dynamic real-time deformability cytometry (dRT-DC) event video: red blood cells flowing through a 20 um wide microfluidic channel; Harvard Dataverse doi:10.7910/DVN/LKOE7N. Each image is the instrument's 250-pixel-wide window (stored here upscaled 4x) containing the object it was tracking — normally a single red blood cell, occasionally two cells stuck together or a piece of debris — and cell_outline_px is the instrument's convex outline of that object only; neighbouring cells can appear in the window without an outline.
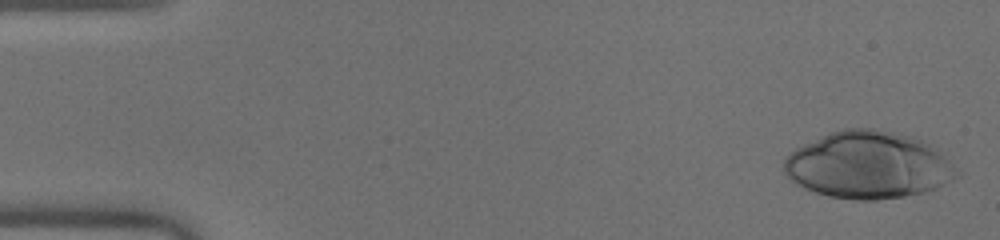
{"species": "human", "species_latin": "Homo sapiens", "temperature_condition": "warm", "stored_images_in_passage": 18, "camera_frame_rate_fps": 3000, "um_per_image_px": 0.085, "donor": {"sex": "male"}, "frame": {"image": 1, "passage_image": 1, "time_ms": 0.0, "image_size_px": [1000, 240], "cell_outline_px": [[960, 176], [936, 188], [924, 192], [904, 196], [876, 200], [856, 200], [828, 196], [804, 188], [796, 184], [784, 172], [784, 160], [796, 148], [804, 144], [832, 132], [844, 128], [872, 128], [892, 132], [924, 140], [936, 148], [960, 172]], "centroid_in_image_um": [73.83, 14.04], "position_along_channel_um": 11.2, "area_um2": 67.22}}
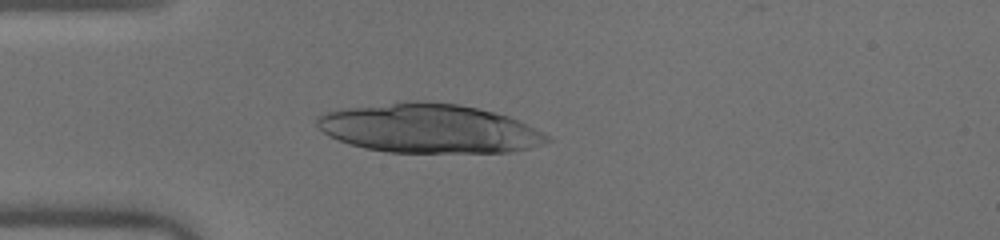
{"frame": {"image": 2, "passage_image": 13, "time_ms": 4.0, "image_size_px": [1000, 240], "cell_outline_px": [[552, 140], [544, 144], [528, 148], [508, 152], [388, 152], [364, 148], [348, 144], [328, 136], [316, 124], [316, 116], [324, 112], [344, 108], [404, 100], [424, 100], [460, 104], [508, 116], [548, 136]], "centroid_in_image_um": [36.38, 10.9], "position_along_channel_um": 48.6, "area_um2": 65.83}}